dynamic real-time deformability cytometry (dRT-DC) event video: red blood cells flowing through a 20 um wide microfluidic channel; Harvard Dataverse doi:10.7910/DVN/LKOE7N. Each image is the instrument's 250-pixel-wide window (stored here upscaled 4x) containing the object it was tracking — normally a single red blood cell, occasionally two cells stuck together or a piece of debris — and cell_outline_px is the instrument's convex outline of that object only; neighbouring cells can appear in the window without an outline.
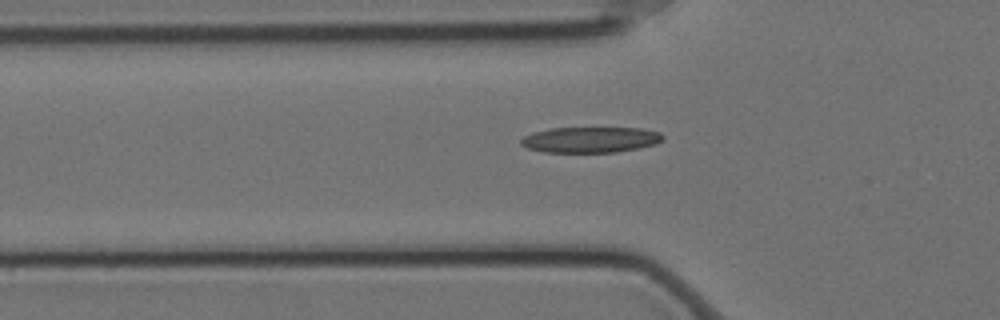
{"species": "Egyptian fruit bat (a non-hibernating species)", "species_latin": "Rousettus aegyptiacus", "temperature_condition": "cold", "stored_images_in_passage": 40, "camera_frame_rate_fps": 3000, "um_per_image_px": 0.085, "animal": {"sex": "female"}, "frame": {"image": 1, "passage_image": 10, "time_ms": 3.0, "image_size_px": [1000, 320], "cell_outline_px": [[664, 140], [656, 144], [640, 148], [616, 152], [544, 152], [528, 148], [520, 144], [520, 140], [524, 136], [532, 132], [552, 128], [640, 128], [660, 132], [664, 136]], "centroid_in_image_um": [50.21, 11.87], "position_along_channel_um": 75.6, "area_um2": 21.39}}
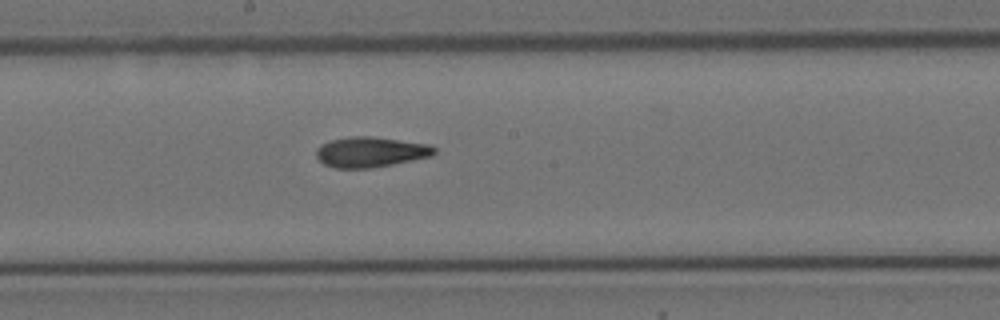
{"frame": {"image": 2, "passage_image": 22, "time_ms": 7.0, "image_size_px": [1000, 320], "cell_outline_px": [[436, 152], [432, 156], [372, 168], [336, 168], [324, 164], [316, 156], [316, 148], [320, 144], [332, 140], [352, 136], [372, 136], [428, 144], [436, 148]], "centroid_in_image_um": [31.49, 12.92], "position_along_channel_um": 216.7, "area_um2": 20.81}}
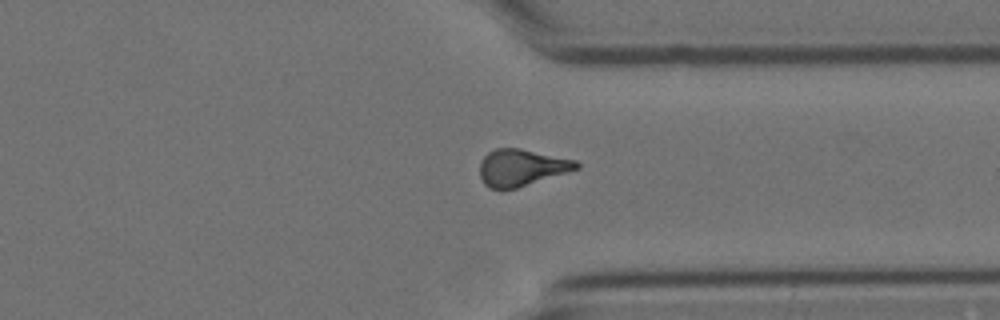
{"frame": {"image": 3, "passage_image": 35, "time_ms": 11.333, "image_size_px": [1000, 320], "cell_outline_px": [[580, 168], [516, 188], [488, 188], [484, 184], [480, 176], [480, 160], [488, 152], [496, 148], [520, 148], [576, 160], [580, 164]], "centroid_in_image_um": [44.31, 14.23], "position_along_channel_um": 367.1, "area_um2": 20.58}, "authors_computed_cell_mechanics": {"area_um2": 20.6057, "velocity_mm_per_s": 3.4975, "shape_relaxation_time_tau1_ms": 8.3683, "shape_relaxation_time_tau2_ms": 4.8349, "deformation_change_tau1": 0.2261, "deformation_change_tau2": 0.1301}}